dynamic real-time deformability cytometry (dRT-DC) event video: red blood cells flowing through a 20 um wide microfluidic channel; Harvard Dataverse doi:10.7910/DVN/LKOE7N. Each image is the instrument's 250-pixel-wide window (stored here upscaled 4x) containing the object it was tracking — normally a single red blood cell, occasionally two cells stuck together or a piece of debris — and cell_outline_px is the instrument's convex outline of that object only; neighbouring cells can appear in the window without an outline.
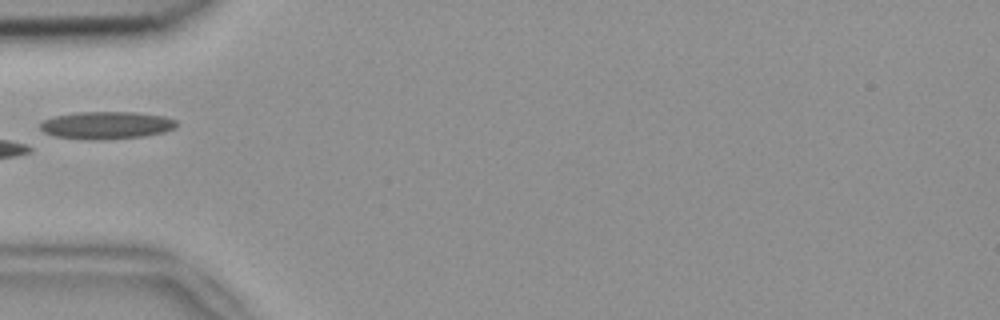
{"species": "common noctule bat (a hibernating species)", "species_latin": "Nyctalus noctula", "temperature_condition": "room temperature", "stored_images_in_passage": 4, "camera_frame_rate_fps": 3000, "um_per_image_px": 0.085, "animal": {"sex": "female", "body_mass_g": 18.4}, "frame": {"image": 1, "passage_image": 4, "time_ms": 1.0, "image_size_px": [1000, 320], "cell_outline_px": [[176, 128], [164, 132], [144, 136], [100, 140], [88, 140], [52, 136], [44, 132], [40, 128], [40, 124], [44, 120], [52, 116], [76, 112], [136, 112], [164, 116], [176, 120]], "centroid_in_image_um": [9.02, 10.65], "position_along_channel_um": 76.0, "area_um2": 22.08}}